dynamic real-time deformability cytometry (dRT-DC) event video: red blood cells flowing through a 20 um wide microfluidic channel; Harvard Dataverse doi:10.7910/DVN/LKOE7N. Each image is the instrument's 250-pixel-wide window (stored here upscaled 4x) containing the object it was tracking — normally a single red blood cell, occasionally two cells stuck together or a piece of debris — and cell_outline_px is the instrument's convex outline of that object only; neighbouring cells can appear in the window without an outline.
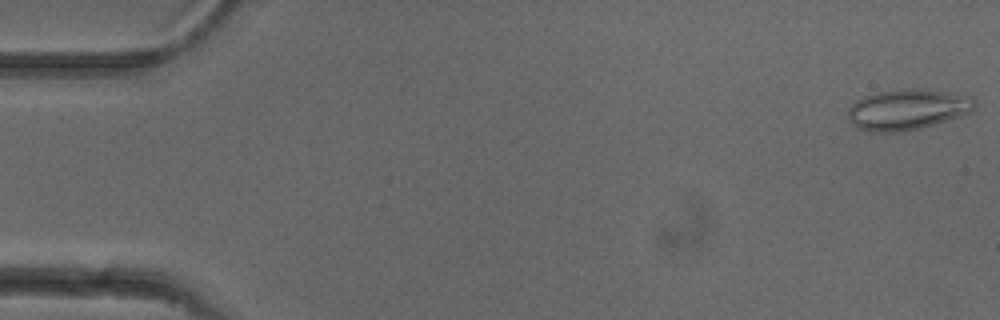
{"species": "common noctule bat (a hibernating species)", "species_latin": "Nyctalus noctula", "temperature_condition": "cold", "stored_images_in_passage": 52, "camera_frame_rate_fps": 3000, "um_per_image_px": 0.085, "animal": {"sex": "female"}, "frame": {"image": 1, "passage_image": 1, "time_ms": 0.0, "image_size_px": [1000, 320], "cell_outline_px": [[976, 108], [960, 116], [920, 128], [900, 132], [868, 132], [856, 128], [848, 116], [848, 108], [856, 100], [864, 96], [880, 92], [904, 88], [924, 88], [972, 96], [976, 100]], "centroid_in_image_um": [77.14, 9.3], "position_along_channel_um": 7.9, "area_um2": 30.23}}
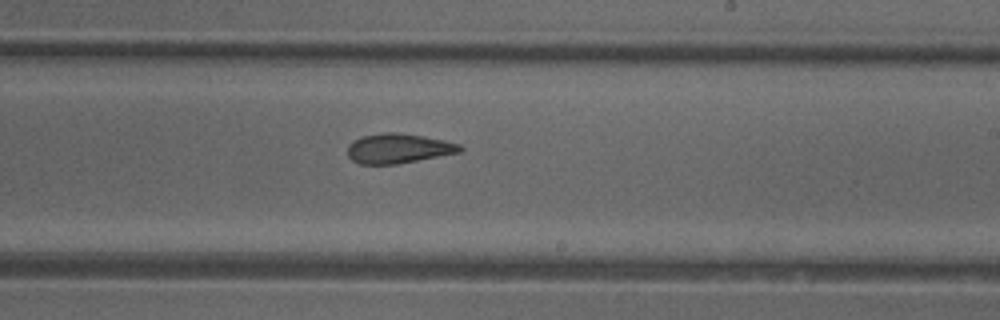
{"frame": {"image": 2, "passage_image": 31, "time_ms": 10.0, "image_size_px": [1000, 320], "cell_outline_px": [[464, 148], [460, 152], [396, 164], [360, 164], [352, 160], [348, 156], [348, 144], [352, 140], [364, 136], [384, 132], [396, 132], [424, 136], [444, 140], [460, 144]], "centroid_in_image_um": [33.85, 12.61], "position_along_channel_um": 255.2, "area_um2": 19.42}}
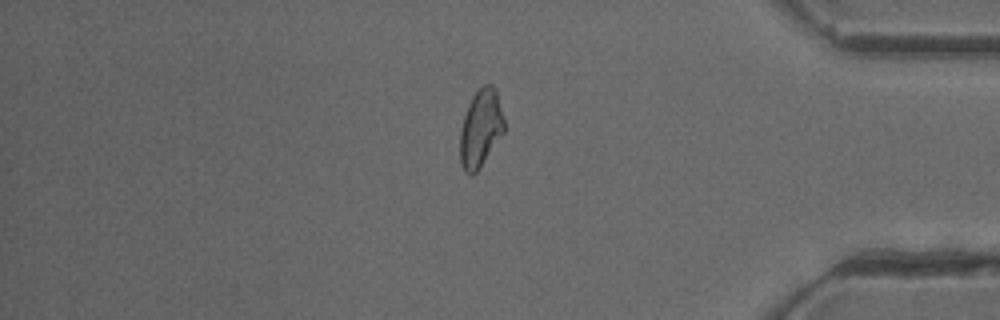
{"frame": {"image": 3, "passage_image": 44, "time_ms": 14.333, "image_size_px": [1000, 320], "cell_outline_px": [[504, 132], [480, 168], [472, 176], [464, 172], [460, 164], [460, 128], [468, 104], [472, 96], [484, 84], [492, 84], [496, 88], [504, 120]], "centroid_in_image_um": [40.84, 10.93], "position_along_channel_um": 394.4, "area_um2": 20.11}, "authors_computed_cell_mechanics": {"area_um2": 20.23, "velocity_mm_per_s": 3.9007, "shape_relaxation_time_tau1_ms": null, "shape_relaxation_time_tau2_ms": 2.3484, "deformation_change_tau1": null, "deformation_change_tau2": 0.0878}}